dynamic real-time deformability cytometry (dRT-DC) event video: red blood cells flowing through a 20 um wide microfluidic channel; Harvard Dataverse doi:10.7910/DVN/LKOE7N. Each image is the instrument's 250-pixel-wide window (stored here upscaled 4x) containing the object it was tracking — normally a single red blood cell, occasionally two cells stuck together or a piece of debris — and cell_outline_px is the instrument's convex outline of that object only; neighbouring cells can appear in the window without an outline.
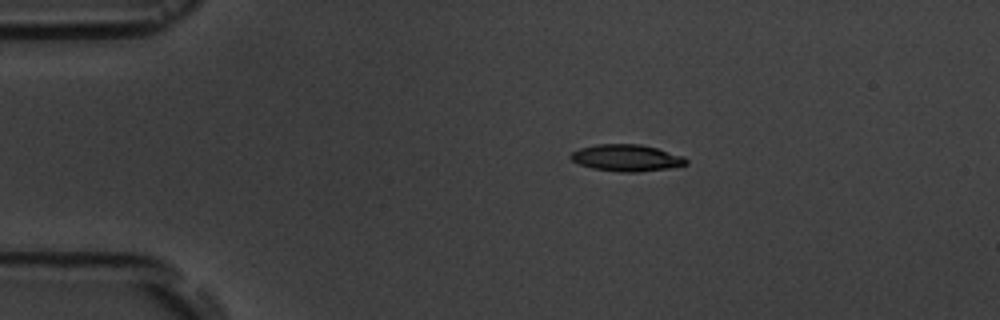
{"species": "common noctule bat (a hibernating species)", "species_latin": "Nyctalus noctula", "temperature_condition": "room temperature", "stored_images_in_passage": 8, "camera_frame_rate_fps": 3000, "um_per_image_px": 0.085, "animal": {"sex": "male", "body_mass_g": 19.5, "forearm_length_mm": 54.6}, "frame": {"image": 1, "passage_image": 1, "time_ms": 0.0, "image_size_px": [1000, 320], "cell_outline_px": [[688, 164], [668, 168], [640, 172], [620, 172], [592, 168], [580, 164], [572, 160], [568, 156], [572, 152], [580, 148], [596, 144], [640, 144], [656, 148], [684, 156], [688, 160]], "centroid_in_image_um": [53.26, 13.42], "position_along_channel_um": 31.7, "area_um2": 17.98}}
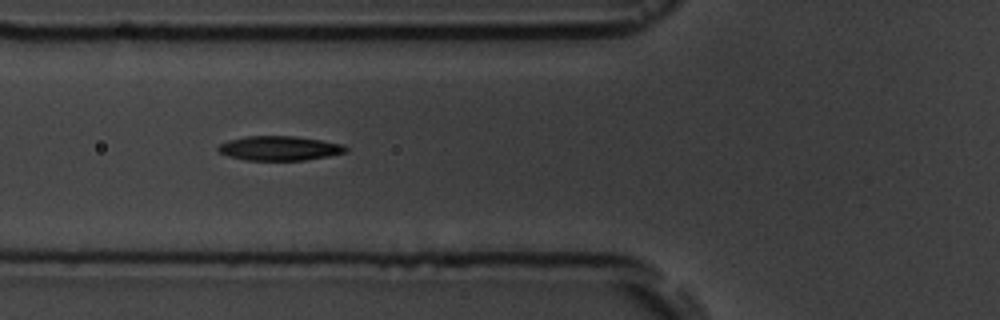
{"frame": {"image": 2, "passage_image": 4, "time_ms": 3.333, "image_size_px": [1000, 320], "cell_outline_px": [[348, 148], [344, 152], [328, 156], [304, 160], [244, 160], [228, 156], [220, 152], [216, 148], [220, 144], [228, 140], [244, 136], [296, 136], [344, 144]], "centroid_in_image_um": [23.73, 12.59], "position_along_channel_um": 102.1, "area_um2": 18.15}}
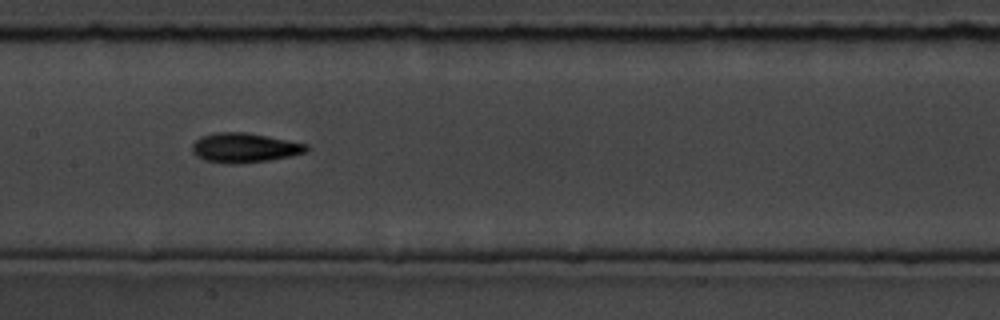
{"frame": {"image": 3, "passage_image": 6, "time_ms": 5.667, "image_size_px": [1000, 320], "cell_outline_px": [[312, 148], [308, 152], [292, 156], [268, 160], [236, 164], [228, 164], [204, 160], [196, 156], [192, 152], [192, 144], [200, 136], [216, 132], [244, 132], [308, 144]], "centroid_in_image_um": [20.79, 12.57], "position_along_channel_um": 186.6, "area_um2": 19.83}}